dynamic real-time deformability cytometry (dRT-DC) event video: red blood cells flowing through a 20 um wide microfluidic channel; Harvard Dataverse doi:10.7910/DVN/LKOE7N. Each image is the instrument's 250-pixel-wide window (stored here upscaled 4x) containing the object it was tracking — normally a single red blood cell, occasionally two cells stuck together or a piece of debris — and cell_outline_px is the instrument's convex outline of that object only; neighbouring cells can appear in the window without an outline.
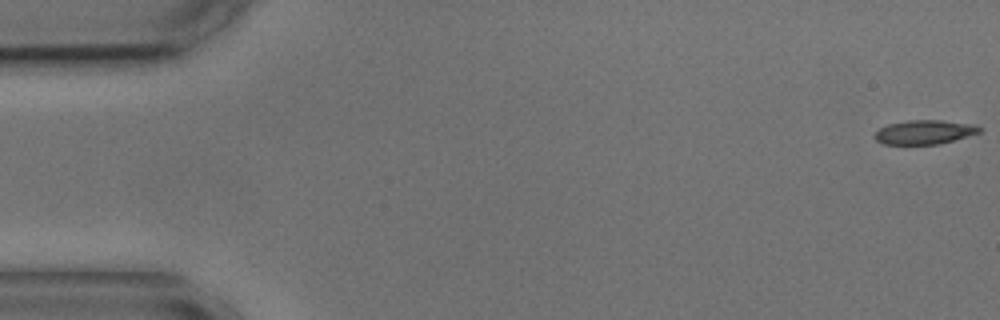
{"species": "common noctule bat (a hibernating species)", "species_latin": "Nyctalus noctula", "temperature_condition": "cold", "stored_images_in_passage": 55, "camera_frame_rate_fps": 3000, "um_per_image_px": 0.085, "animal": {"sex": "male", "body_mass_g": 17.9, "forearm_length_mm": 54.2}, "frame": {"image": 1, "passage_image": 1, "time_ms": 0.0, "image_size_px": [1000, 320], "cell_outline_px": [[984, 128], [980, 132], [940, 144], [884, 144], [876, 140], [872, 136], [880, 128], [888, 124], [908, 120], [940, 120], [976, 124]], "centroid_in_image_um": [78.6, 11.22], "position_along_channel_um": 6.4, "area_um2": 14.8}}
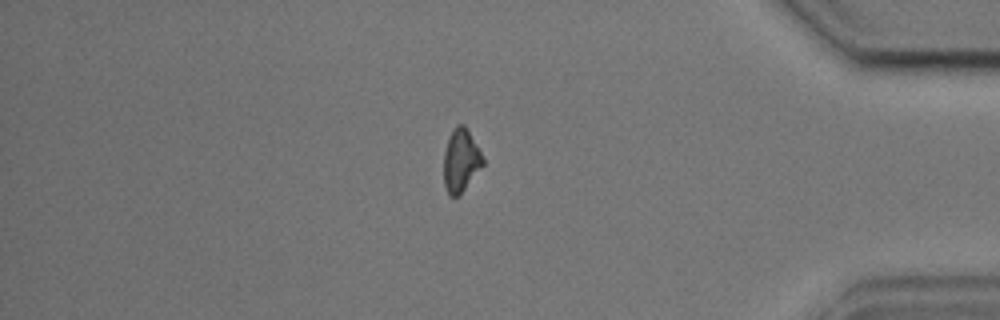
{"frame": {"image": 2, "passage_image": 47, "time_ms": 15.333, "image_size_px": [1000, 320], "cell_outline_px": [[484, 164], [464, 188], [456, 196], [448, 196], [444, 184], [444, 152], [448, 136], [456, 124], [464, 124], [480, 152], [484, 160]], "centroid_in_image_um": [39.14, 13.61], "position_along_channel_um": 396.1, "area_um2": 14.05}}
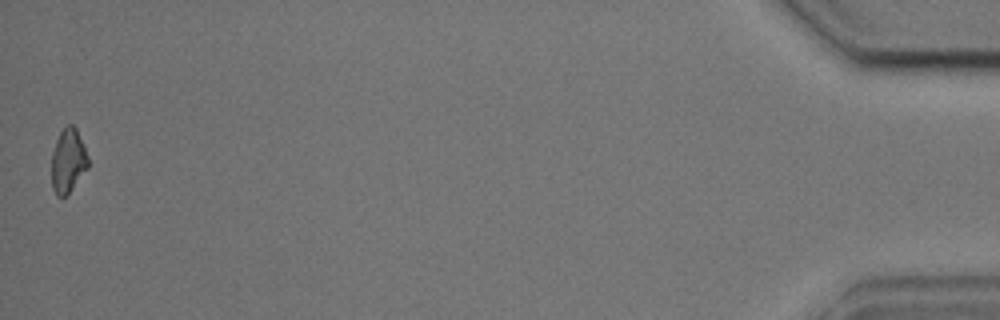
{"frame": {"image": 3, "passage_image": 55, "time_ms": 18.0, "image_size_px": [1000, 320], "cell_outline_px": [[88, 168], [68, 192], [64, 196], [56, 196], [52, 188], [52, 152], [56, 140], [60, 132], [68, 124], [72, 124], [76, 128], [84, 144], [88, 156]], "centroid_in_image_um": [5.79, 13.64], "position_along_channel_um": 429.4, "area_um2": 13.53}, "authors_computed_cell_mechanics": {"area_um2": 15.0858, "velocity_mm_per_s": 3.6165, "shape_relaxation_time_tau1_ms": null, "shape_relaxation_time_tau2_ms": 5.2491, "deformation_change_tau1": null, "deformation_change_tau2": 0.1216}}